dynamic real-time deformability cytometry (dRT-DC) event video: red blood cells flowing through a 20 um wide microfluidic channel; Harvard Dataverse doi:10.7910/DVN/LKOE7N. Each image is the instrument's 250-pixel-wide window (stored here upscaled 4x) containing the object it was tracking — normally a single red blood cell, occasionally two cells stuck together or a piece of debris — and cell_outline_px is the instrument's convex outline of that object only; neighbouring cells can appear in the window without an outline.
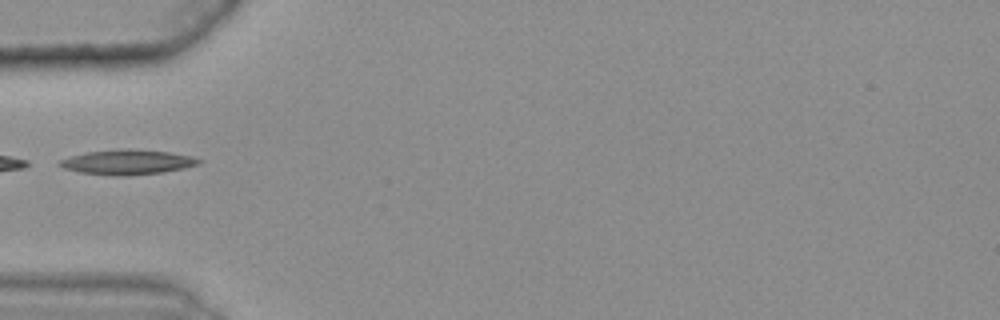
{"species": "common noctule bat (a hibernating species)", "species_latin": "Nyctalus noctula", "temperature_condition": "warm", "stored_images_in_passage": 6, "camera_frame_rate_fps": 3000, "um_per_image_px": 0.085, "animal": {"sex": "female", "body_mass_g": 25.1}, "frame": {"image": 1, "passage_image": 1, "time_ms": 0.0, "image_size_px": [1000, 320], "cell_outline_px": [[204, 160], [200, 164], [184, 168], [164, 172], [128, 176], [116, 176], [80, 172], [64, 168], [56, 164], [60, 160], [72, 156], [88, 152], [128, 148], [168, 152], [192, 156]], "centroid_in_image_um": [10.88, 13.78], "position_along_channel_um": 74.1, "area_um2": 20.17}}
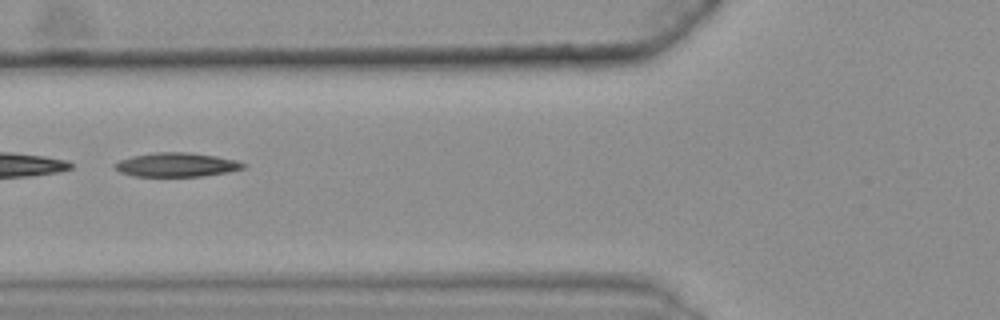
{"frame": {"image": 2, "passage_image": 4, "time_ms": 1.0, "image_size_px": [1000, 320], "cell_outline_px": [[248, 164], [244, 168], [228, 172], [200, 176], [136, 176], [120, 172], [112, 164], [120, 160], [132, 156], [152, 152], [188, 152], [216, 156], [236, 160]], "centroid_in_image_um": [15.02, 13.99], "position_along_channel_um": 110.8, "area_um2": 17.98}}